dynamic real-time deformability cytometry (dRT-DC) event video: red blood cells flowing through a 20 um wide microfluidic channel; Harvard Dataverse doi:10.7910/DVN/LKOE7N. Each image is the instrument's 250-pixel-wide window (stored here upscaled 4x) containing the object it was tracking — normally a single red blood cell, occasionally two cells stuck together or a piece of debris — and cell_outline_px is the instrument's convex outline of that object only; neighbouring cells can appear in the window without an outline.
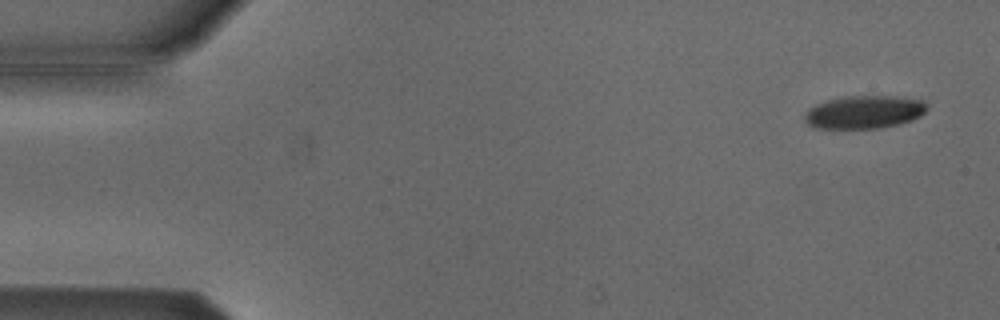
{"species": "Egyptian fruit bat (a non-hibernating species)", "species_latin": "Rousettus aegyptiacus", "temperature_condition": "cold", "stored_images_in_passage": 4, "camera_frame_rate_fps": 3000, "um_per_image_px": 0.085, "animal": {"sex": "male"}, "frame": {"image": 1, "passage_image": 1, "time_ms": 0.0, "image_size_px": [1000, 320], "cell_outline_px": [[928, 108], [920, 116], [912, 120], [900, 124], [880, 128], [812, 128], [804, 120], [804, 112], [808, 108], [816, 104], [828, 100], [848, 96], [896, 96], [924, 100], [928, 104]], "centroid_in_image_um": [73.47, 9.53], "position_along_channel_um": 11.5, "area_um2": 23.76}}
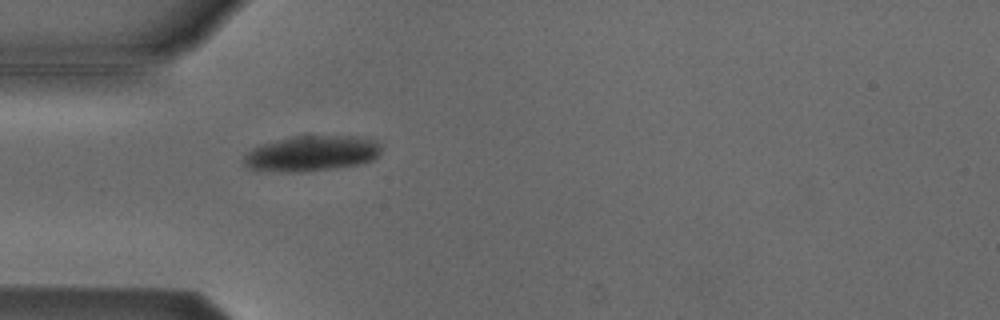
{"frame": {"image": 2, "passage_image": 4, "time_ms": 1.0, "image_size_px": [1000, 320], "cell_outline_px": [[380, 152], [372, 160], [356, 164], [336, 168], [300, 172], [280, 172], [248, 168], [244, 164], [244, 156], [252, 148], [260, 144], [292, 136], [360, 136], [376, 140], [380, 144]], "centroid_in_image_um": [26.47, 13.03], "position_along_channel_um": 58.5, "area_um2": 28.44}}